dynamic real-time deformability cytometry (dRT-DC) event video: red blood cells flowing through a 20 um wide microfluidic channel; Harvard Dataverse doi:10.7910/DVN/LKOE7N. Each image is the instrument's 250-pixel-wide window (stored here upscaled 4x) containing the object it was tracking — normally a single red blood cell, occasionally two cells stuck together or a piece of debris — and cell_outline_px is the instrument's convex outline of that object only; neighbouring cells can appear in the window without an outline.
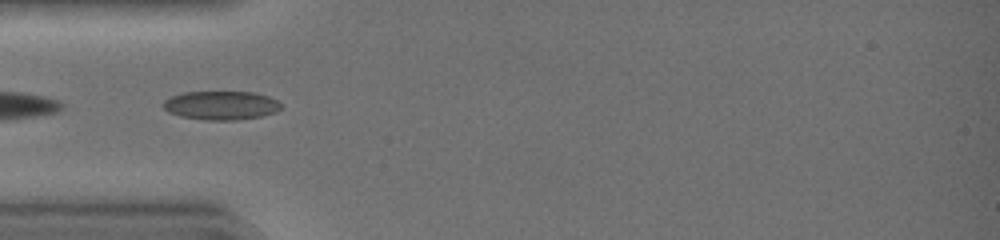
{"species": "common noctule bat (a hibernating species)", "species_latin": "Nyctalus noctula", "temperature_condition": "warm", "stored_images_in_passage": 35, "camera_frame_rate_fps": 3000, "um_per_image_px": 0.085, "animal": {"sex": "female", "body_mass_g": 19.0, "forearm_length_mm": 51.5}, "frame": {"image": 1, "passage_image": 5, "time_ms": 1.333, "image_size_px": [1000, 240], "cell_outline_px": [[280, 108], [276, 112], [260, 116], [236, 120], [204, 120], [180, 116], [168, 112], [160, 104], [164, 100], [172, 96], [184, 92], [252, 92], [268, 96], [276, 100], [280, 104]], "centroid_in_image_um": [18.75, 8.96], "position_along_channel_um": 66.3, "area_um2": 19.71}}
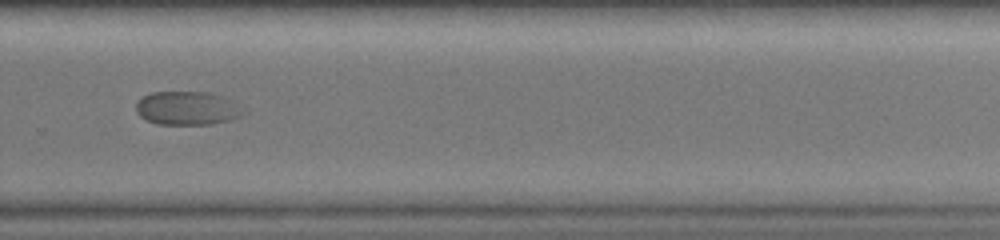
{"frame": {"image": 2, "passage_image": 22, "time_ms": 7.0, "image_size_px": [1000, 240], "cell_outline_px": [[240, 116], [228, 120], [212, 124], [160, 124], [148, 120], [140, 116], [136, 112], [136, 104], [144, 96], [152, 92], [208, 92], [224, 96], [240, 112]], "centroid_in_image_um": [15.81, 9.19], "position_along_channel_um": 314.0, "area_um2": 20.29}}
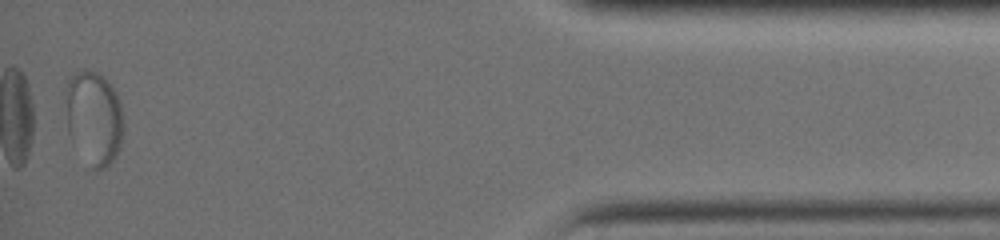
{"frame": {"image": 3, "passage_image": 34, "time_ms": 11.0, "image_size_px": [1000, 240], "cell_outline_px": [[120, 144], [112, 160], [104, 168], [96, 168], [68, 132], [68, 80], [76, 72], [84, 68], [96, 72], [104, 76], [116, 92], [120, 104]], "centroid_in_image_um": [8.0, 9.89], "position_along_channel_um": 427.2, "area_um2": 29.42}}